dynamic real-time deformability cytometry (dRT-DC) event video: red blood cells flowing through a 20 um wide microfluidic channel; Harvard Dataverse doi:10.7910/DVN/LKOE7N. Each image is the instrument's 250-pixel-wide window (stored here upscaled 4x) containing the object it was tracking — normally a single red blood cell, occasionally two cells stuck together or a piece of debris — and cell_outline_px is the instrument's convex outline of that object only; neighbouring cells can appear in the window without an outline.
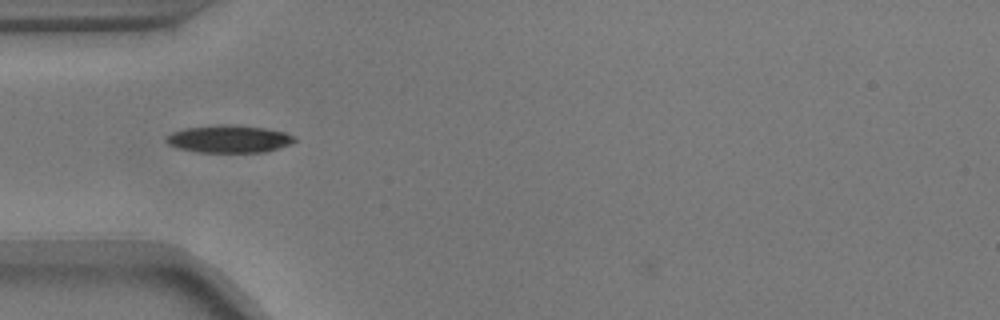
{"species": "common noctule bat (a hibernating species)", "species_latin": "Nyctalus noctula", "temperature_condition": "warm", "stored_images_in_passage": 42, "camera_frame_rate_fps": 3000, "um_per_image_px": 0.085, "animal": {"sex": "male", "body_mass_g": 17.9}, "frame": {"image": 1, "passage_image": 4, "time_ms": 1.0, "image_size_px": [1000, 320], "cell_outline_px": [[296, 140], [292, 144], [268, 152], [196, 152], [180, 148], [168, 144], [164, 140], [164, 136], [172, 132], [184, 128], [220, 124], [232, 124], [264, 128], [284, 132], [292, 136]], "centroid_in_image_um": [19.44, 11.81], "position_along_channel_um": 65.6, "area_um2": 20.75}}
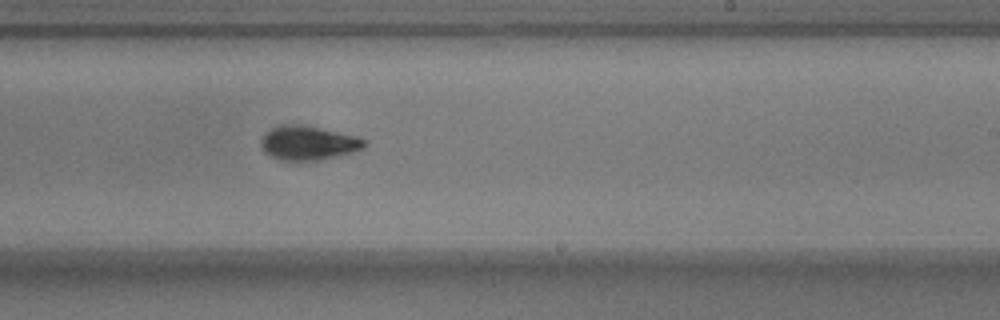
{"frame": {"image": 2, "passage_image": 20, "time_ms": 6.333, "image_size_px": [1000, 320], "cell_outline_px": [[368, 144], [364, 148], [352, 152], [320, 160], [280, 160], [264, 152], [260, 144], [260, 140], [272, 128], [284, 124], [300, 124], [320, 128], [356, 136], [368, 140]], "centroid_in_image_um": [26.23, 12.15], "position_along_channel_um": 262.8, "area_um2": 20.46}}
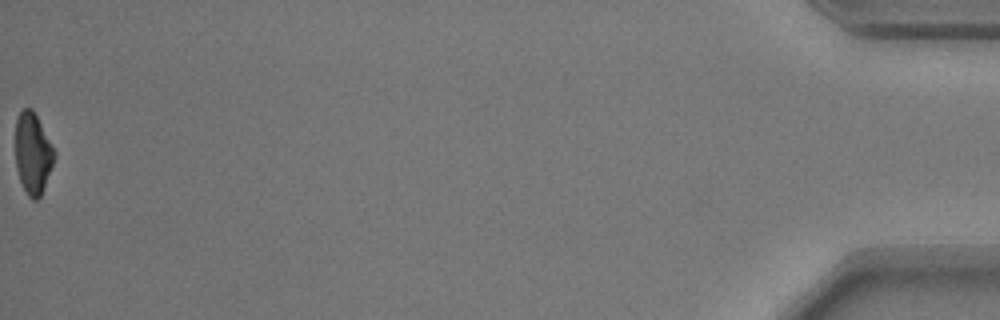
{"frame": {"image": 3, "passage_image": 42, "time_ms": 13.667, "image_size_px": [1000, 320], "cell_outline_px": [[56, 156], [40, 196], [36, 200], [32, 200], [28, 196], [20, 180], [16, 168], [16, 116], [24, 108], [32, 108], [56, 152]], "centroid_in_image_um": [2.79, 13.02], "position_along_channel_um": 432.4, "area_um2": 18.21}, "authors_computed_cell_mechanics": {"area_um2": 19.9988, "velocity_mm_per_s": 3.6917, "shape_relaxation_time_tau1_ms": 1.8085, "shape_relaxation_time_tau2_ms": 2.111, "deformation_change_tau1": 0.1451, "deformation_change_tau2": 0.0726}}